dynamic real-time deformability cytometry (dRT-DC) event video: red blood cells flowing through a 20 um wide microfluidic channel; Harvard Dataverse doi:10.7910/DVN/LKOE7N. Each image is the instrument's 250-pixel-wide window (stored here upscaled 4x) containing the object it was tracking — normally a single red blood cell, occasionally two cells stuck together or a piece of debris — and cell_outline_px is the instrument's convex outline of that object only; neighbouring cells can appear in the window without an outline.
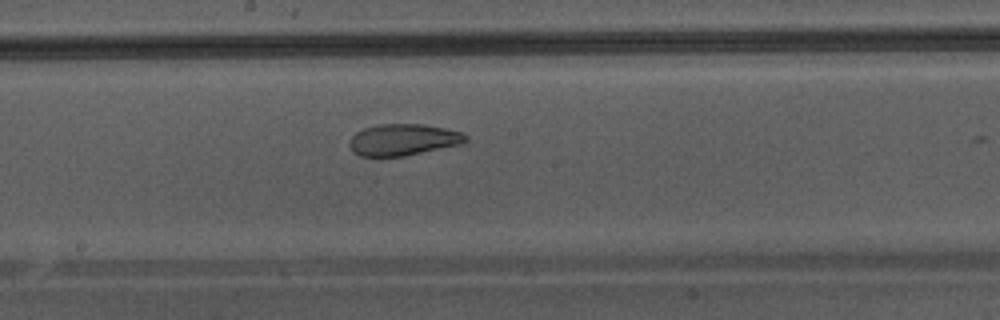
{"species": "Egyptian fruit bat (a non-hibernating species)", "species_latin": "Rousettus aegyptiacus", "temperature_condition": "warm", "stored_images_in_passage": 19, "camera_frame_rate_fps": 3000, "um_per_image_px": 0.085, "animal": {"sex": "male"}, "frame": {"image": 1, "passage_image": 18, "time_ms": 5.667, "image_size_px": [1000, 320], "cell_outline_px": [[468, 140], [464, 144], [404, 156], [360, 156], [352, 152], [348, 144], [348, 140], [356, 132], [364, 128], [380, 124], [424, 124], [464, 132], [468, 136]], "centroid_in_image_um": [34.29, 11.88], "position_along_channel_um": 213.9, "area_um2": 21.68}}